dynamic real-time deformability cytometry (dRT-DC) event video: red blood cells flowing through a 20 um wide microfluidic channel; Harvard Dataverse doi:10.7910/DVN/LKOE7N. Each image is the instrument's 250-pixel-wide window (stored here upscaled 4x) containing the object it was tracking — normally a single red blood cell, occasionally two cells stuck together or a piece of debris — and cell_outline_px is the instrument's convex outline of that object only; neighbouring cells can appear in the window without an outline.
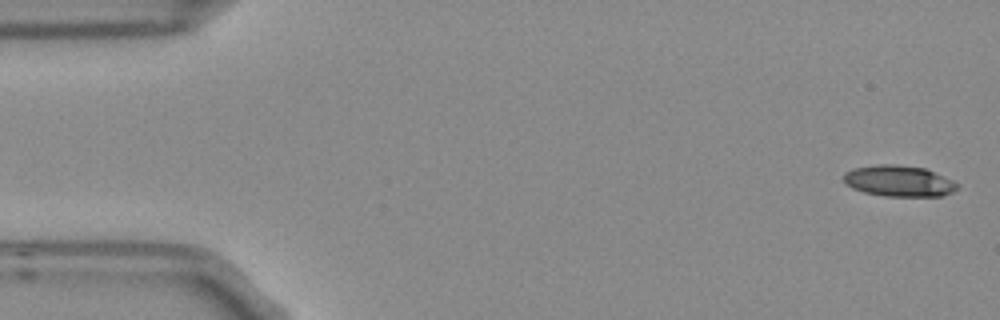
{"species": "Egyptian fruit bat (a non-hibernating species)", "species_latin": "Rousettus aegyptiacus", "temperature_condition": "room temperature", "stored_images_in_passage": 6, "camera_frame_rate_fps": 3000, "um_per_image_px": 0.085, "frame": {"image": 1, "passage_image": 1, "time_ms": 0.0, "image_size_px": [1000, 320], "cell_outline_px": [[960, 184], [952, 192], [940, 196], [884, 196], [864, 192], [852, 188], [844, 180], [844, 172], [852, 168], [876, 164], [896, 164], [924, 168], [952, 180]], "centroid_in_image_um": [76.38, 15.38], "position_along_channel_um": 8.6, "area_um2": 20.52}}
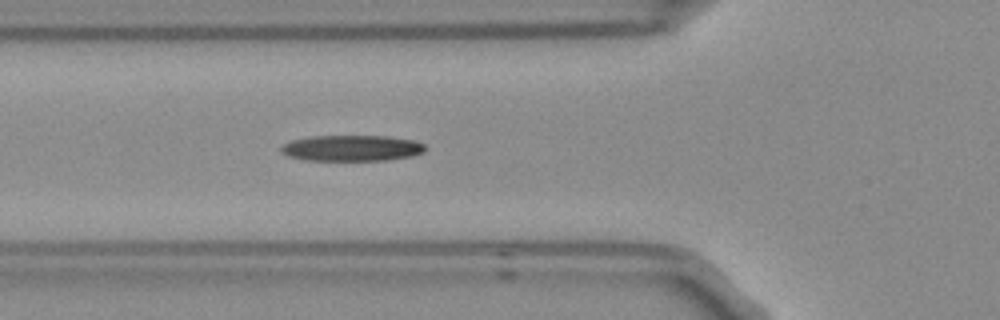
{"frame": {"image": 2, "passage_image": 6, "time_ms": 1.667, "image_size_px": [1000, 320], "cell_outline_px": [[428, 148], [424, 152], [412, 156], [384, 160], [304, 160], [288, 156], [280, 152], [280, 148], [284, 144], [292, 140], [312, 136], [388, 136], [412, 140], [424, 144]], "centroid_in_image_um": [29.9, 12.59], "position_along_channel_um": 95.9, "area_um2": 21.79}}